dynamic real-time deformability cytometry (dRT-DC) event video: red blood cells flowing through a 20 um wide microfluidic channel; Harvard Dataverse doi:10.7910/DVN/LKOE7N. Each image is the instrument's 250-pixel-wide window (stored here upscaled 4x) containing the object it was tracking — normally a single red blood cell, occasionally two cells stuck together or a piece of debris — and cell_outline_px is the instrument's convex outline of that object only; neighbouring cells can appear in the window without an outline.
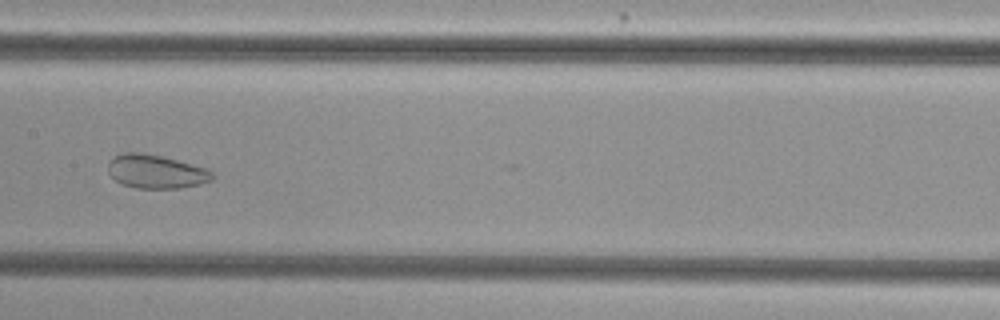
{"species": "common noctule bat (a hibernating species)", "species_latin": "Nyctalus noctula", "temperature_condition": "cold", "stored_images_in_passage": 51, "camera_frame_rate_fps": 3000, "um_per_image_px": 0.085, "animal": {"sex": "female", "body_mass_g": 29.2, "forearm_length_mm": 56.3}, "frame": {"image": 1, "passage_image": 25, "time_ms": 8.0, "image_size_px": [1000, 320], "cell_outline_px": [[216, 176], [212, 180], [200, 184], [180, 188], [136, 188], [120, 184], [108, 172], [108, 164], [116, 156], [124, 152], [140, 152], [160, 156], [208, 168]], "centroid_in_image_um": [13.29, 14.59], "position_along_channel_um": 194.1, "area_um2": 20.4}}
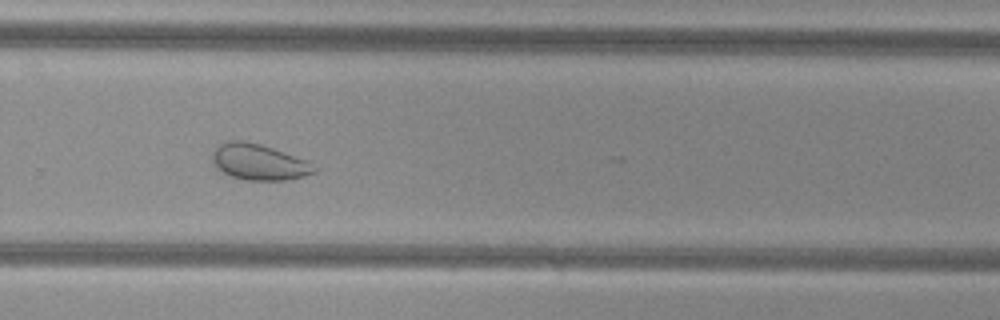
{"frame": {"image": 2, "passage_image": 34, "time_ms": 11.0, "image_size_px": [1000, 320], "cell_outline_px": [[320, 168], [316, 172], [304, 176], [288, 180], [244, 180], [228, 176], [216, 168], [212, 160], [212, 152], [220, 144], [228, 140], [244, 140], [260, 144], [308, 160]], "centroid_in_image_um": [22.02, 13.78], "position_along_channel_um": 307.8, "area_um2": 21.73}}
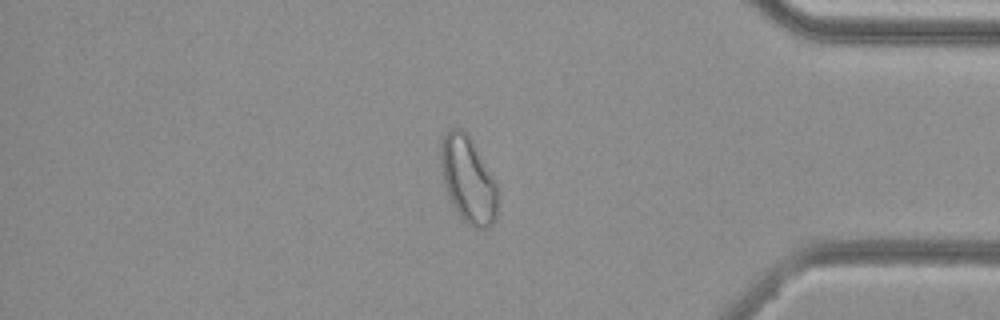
{"frame": {"image": 3, "passage_image": 43, "time_ms": 14.0, "image_size_px": [1000, 320], "cell_outline_px": [[496, 220], [488, 228], [472, 228], [456, 212], [444, 188], [440, 164], [440, 144], [444, 136], [452, 128], [460, 128], [468, 132], [496, 184]], "centroid_in_image_um": [39.75, 15.27], "position_along_channel_um": 395.4, "area_um2": 28.61}, "authors_computed_cell_mechanics": {"area_um2": 28.6688, "velocity_mm_per_s": 3.8036, "shape_relaxation_time_tau1_ms": null, "shape_relaxation_time_tau2_ms": 1.754, "deformation_change_tau1": null, "deformation_change_tau2": 0.0682}}